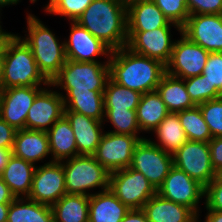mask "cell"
<instances>
[{"mask_svg": "<svg viewBox=\"0 0 222 222\" xmlns=\"http://www.w3.org/2000/svg\"><path fill=\"white\" fill-rule=\"evenodd\" d=\"M108 65L112 81L141 94L155 91L166 73L161 61L135 53L127 46L113 50Z\"/></svg>", "mask_w": 222, "mask_h": 222, "instance_id": "cell-1", "label": "cell"}, {"mask_svg": "<svg viewBox=\"0 0 222 222\" xmlns=\"http://www.w3.org/2000/svg\"><path fill=\"white\" fill-rule=\"evenodd\" d=\"M75 22L86 28L112 51L127 46L125 0H93Z\"/></svg>", "mask_w": 222, "mask_h": 222, "instance_id": "cell-2", "label": "cell"}, {"mask_svg": "<svg viewBox=\"0 0 222 222\" xmlns=\"http://www.w3.org/2000/svg\"><path fill=\"white\" fill-rule=\"evenodd\" d=\"M26 14L27 30H23L24 36L17 34L32 50L40 72L51 82L67 60L64 39L58 38L59 36L32 12L27 11Z\"/></svg>", "mask_w": 222, "mask_h": 222, "instance_id": "cell-3", "label": "cell"}, {"mask_svg": "<svg viewBox=\"0 0 222 222\" xmlns=\"http://www.w3.org/2000/svg\"><path fill=\"white\" fill-rule=\"evenodd\" d=\"M40 72L32 50L16 33L5 37L1 89L27 86H48Z\"/></svg>", "mask_w": 222, "mask_h": 222, "instance_id": "cell-4", "label": "cell"}, {"mask_svg": "<svg viewBox=\"0 0 222 222\" xmlns=\"http://www.w3.org/2000/svg\"><path fill=\"white\" fill-rule=\"evenodd\" d=\"M60 162L65 173L67 194L91 196L109 189L110 172L93 155H78Z\"/></svg>", "mask_w": 222, "mask_h": 222, "instance_id": "cell-5", "label": "cell"}, {"mask_svg": "<svg viewBox=\"0 0 222 222\" xmlns=\"http://www.w3.org/2000/svg\"><path fill=\"white\" fill-rule=\"evenodd\" d=\"M108 79V62L66 60L50 84L64 97L69 91H104Z\"/></svg>", "mask_w": 222, "mask_h": 222, "instance_id": "cell-6", "label": "cell"}, {"mask_svg": "<svg viewBox=\"0 0 222 222\" xmlns=\"http://www.w3.org/2000/svg\"><path fill=\"white\" fill-rule=\"evenodd\" d=\"M109 189L129 209H142L157 193L142 173L130 167L110 173Z\"/></svg>", "mask_w": 222, "mask_h": 222, "instance_id": "cell-7", "label": "cell"}, {"mask_svg": "<svg viewBox=\"0 0 222 222\" xmlns=\"http://www.w3.org/2000/svg\"><path fill=\"white\" fill-rule=\"evenodd\" d=\"M172 166V154L163 151L147 137L140 140L136 145L130 168L142 173L153 187L158 190Z\"/></svg>", "mask_w": 222, "mask_h": 222, "instance_id": "cell-8", "label": "cell"}, {"mask_svg": "<svg viewBox=\"0 0 222 222\" xmlns=\"http://www.w3.org/2000/svg\"><path fill=\"white\" fill-rule=\"evenodd\" d=\"M157 193L165 199L190 208L198 217L201 216L205 187L178 167H171Z\"/></svg>", "mask_w": 222, "mask_h": 222, "instance_id": "cell-9", "label": "cell"}, {"mask_svg": "<svg viewBox=\"0 0 222 222\" xmlns=\"http://www.w3.org/2000/svg\"><path fill=\"white\" fill-rule=\"evenodd\" d=\"M173 30L181 33V28L169 22L165 27L148 31H127V47L135 53L161 61L166 65L171 57L175 39Z\"/></svg>", "mask_w": 222, "mask_h": 222, "instance_id": "cell-10", "label": "cell"}, {"mask_svg": "<svg viewBox=\"0 0 222 222\" xmlns=\"http://www.w3.org/2000/svg\"><path fill=\"white\" fill-rule=\"evenodd\" d=\"M145 138L105 131L93 156L110 173L128 168L136 145Z\"/></svg>", "mask_w": 222, "mask_h": 222, "instance_id": "cell-11", "label": "cell"}, {"mask_svg": "<svg viewBox=\"0 0 222 222\" xmlns=\"http://www.w3.org/2000/svg\"><path fill=\"white\" fill-rule=\"evenodd\" d=\"M173 165L206 187L214 178L208 142H187L173 154Z\"/></svg>", "mask_w": 222, "mask_h": 222, "instance_id": "cell-12", "label": "cell"}, {"mask_svg": "<svg viewBox=\"0 0 222 222\" xmlns=\"http://www.w3.org/2000/svg\"><path fill=\"white\" fill-rule=\"evenodd\" d=\"M209 53L180 33V38L175 39L170 60L165 65L166 73L181 79L201 75Z\"/></svg>", "mask_w": 222, "mask_h": 222, "instance_id": "cell-13", "label": "cell"}, {"mask_svg": "<svg viewBox=\"0 0 222 222\" xmlns=\"http://www.w3.org/2000/svg\"><path fill=\"white\" fill-rule=\"evenodd\" d=\"M68 38H64L67 60L76 62H109L112 50L86 28L70 21ZM104 57L103 61L98 60Z\"/></svg>", "mask_w": 222, "mask_h": 222, "instance_id": "cell-14", "label": "cell"}, {"mask_svg": "<svg viewBox=\"0 0 222 222\" xmlns=\"http://www.w3.org/2000/svg\"><path fill=\"white\" fill-rule=\"evenodd\" d=\"M67 194L65 173L61 162L37 165L28 198L52 206Z\"/></svg>", "mask_w": 222, "mask_h": 222, "instance_id": "cell-15", "label": "cell"}, {"mask_svg": "<svg viewBox=\"0 0 222 222\" xmlns=\"http://www.w3.org/2000/svg\"><path fill=\"white\" fill-rule=\"evenodd\" d=\"M46 86L0 89V117L16 130L26 129V118L36 96Z\"/></svg>", "mask_w": 222, "mask_h": 222, "instance_id": "cell-16", "label": "cell"}, {"mask_svg": "<svg viewBox=\"0 0 222 222\" xmlns=\"http://www.w3.org/2000/svg\"><path fill=\"white\" fill-rule=\"evenodd\" d=\"M181 33L208 52L222 53V14L190 15Z\"/></svg>", "mask_w": 222, "mask_h": 222, "instance_id": "cell-17", "label": "cell"}, {"mask_svg": "<svg viewBox=\"0 0 222 222\" xmlns=\"http://www.w3.org/2000/svg\"><path fill=\"white\" fill-rule=\"evenodd\" d=\"M64 115V101L49 84L35 98L26 118V129L47 132Z\"/></svg>", "mask_w": 222, "mask_h": 222, "instance_id": "cell-18", "label": "cell"}, {"mask_svg": "<svg viewBox=\"0 0 222 222\" xmlns=\"http://www.w3.org/2000/svg\"><path fill=\"white\" fill-rule=\"evenodd\" d=\"M64 116L73 129L78 155H93L105 132L103 122L69 110H64Z\"/></svg>", "mask_w": 222, "mask_h": 222, "instance_id": "cell-19", "label": "cell"}, {"mask_svg": "<svg viewBox=\"0 0 222 222\" xmlns=\"http://www.w3.org/2000/svg\"><path fill=\"white\" fill-rule=\"evenodd\" d=\"M12 154L35 166H37L40 161H45L43 164L54 162L52 158H50L48 136L45 131L29 129L17 130L12 147ZM47 158L49 160L48 162L45 160Z\"/></svg>", "mask_w": 222, "mask_h": 222, "instance_id": "cell-20", "label": "cell"}, {"mask_svg": "<svg viewBox=\"0 0 222 222\" xmlns=\"http://www.w3.org/2000/svg\"><path fill=\"white\" fill-rule=\"evenodd\" d=\"M169 22L152 0L127 1V31H150Z\"/></svg>", "mask_w": 222, "mask_h": 222, "instance_id": "cell-21", "label": "cell"}, {"mask_svg": "<svg viewBox=\"0 0 222 222\" xmlns=\"http://www.w3.org/2000/svg\"><path fill=\"white\" fill-rule=\"evenodd\" d=\"M149 222H197L198 216L188 207L156 193L143 206Z\"/></svg>", "mask_w": 222, "mask_h": 222, "instance_id": "cell-22", "label": "cell"}, {"mask_svg": "<svg viewBox=\"0 0 222 222\" xmlns=\"http://www.w3.org/2000/svg\"><path fill=\"white\" fill-rule=\"evenodd\" d=\"M129 210L110 189L89 196V222H121Z\"/></svg>", "mask_w": 222, "mask_h": 222, "instance_id": "cell-23", "label": "cell"}, {"mask_svg": "<svg viewBox=\"0 0 222 222\" xmlns=\"http://www.w3.org/2000/svg\"><path fill=\"white\" fill-rule=\"evenodd\" d=\"M46 133L53 161L60 162L78 156L73 129L64 115Z\"/></svg>", "mask_w": 222, "mask_h": 222, "instance_id": "cell-24", "label": "cell"}, {"mask_svg": "<svg viewBox=\"0 0 222 222\" xmlns=\"http://www.w3.org/2000/svg\"><path fill=\"white\" fill-rule=\"evenodd\" d=\"M36 167L24 159L11 156L0 176L15 198L29 196Z\"/></svg>", "mask_w": 222, "mask_h": 222, "instance_id": "cell-25", "label": "cell"}, {"mask_svg": "<svg viewBox=\"0 0 222 222\" xmlns=\"http://www.w3.org/2000/svg\"><path fill=\"white\" fill-rule=\"evenodd\" d=\"M168 114L167 107L156 90L142 94L136 109L137 122L142 134H151Z\"/></svg>", "mask_w": 222, "mask_h": 222, "instance_id": "cell-26", "label": "cell"}, {"mask_svg": "<svg viewBox=\"0 0 222 222\" xmlns=\"http://www.w3.org/2000/svg\"><path fill=\"white\" fill-rule=\"evenodd\" d=\"M104 91H69L63 97L64 110L104 121Z\"/></svg>", "mask_w": 222, "mask_h": 222, "instance_id": "cell-27", "label": "cell"}, {"mask_svg": "<svg viewBox=\"0 0 222 222\" xmlns=\"http://www.w3.org/2000/svg\"><path fill=\"white\" fill-rule=\"evenodd\" d=\"M159 93L169 113L194 108L196 105L187 93L184 79L165 73L157 86Z\"/></svg>", "mask_w": 222, "mask_h": 222, "instance_id": "cell-28", "label": "cell"}, {"mask_svg": "<svg viewBox=\"0 0 222 222\" xmlns=\"http://www.w3.org/2000/svg\"><path fill=\"white\" fill-rule=\"evenodd\" d=\"M148 138L153 144L163 151L173 154L187 142V136L181 126L177 113H169L165 119L154 129Z\"/></svg>", "mask_w": 222, "mask_h": 222, "instance_id": "cell-29", "label": "cell"}, {"mask_svg": "<svg viewBox=\"0 0 222 222\" xmlns=\"http://www.w3.org/2000/svg\"><path fill=\"white\" fill-rule=\"evenodd\" d=\"M51 209L54 222H89V196L65 194Z\"/></svg>", "mask_w": 222, "mask_h": 222, "instance_id": "cell-30", "label": "cell"}, {"mask_svg": "<svg viewBox=\"0 0 222 222\" xmlns=\"http://www.w3.org/2000/svg\"><path fill=\"white\" fill-rule=\"evenodd\" d=\"M7 222H54L51 206L28 197L15 198L8 210Z\"/></svg>", "mask_w": 222, "mask_h": 222, "instance_id": "cell-31", "label": "cell"}, {"mask_svg": "<svg viewBox=\"0 0 222 222\" xmlns=\"http://www.w3.org/2000/svg\"><path fill=\"white\" fill-rule=\"evenodd\" d=\"M141 96L140 92L118 85L109 78L103 93L104 109L136 111Z\"/></svg>", "mask_w": 222, "mask_h": 222, "instance_id": "cell-32", "label": "cell"}, {"mask_svg": "<svg viewBox=\"0 0 222 222\" xmlns=\"http://www.w3.org/2000/svg\"><path fill=\"white\" fill-rule=\"evenodd\" d=\"M177 114L188 140L209 142L212 139L199 106L180 111Z\"/></svg>", "mask_w": 222, "mask_h": 222, "instance_id": "cell-33", "label": "cell"}, {"mask_svg": "<svg viewBox=\"0 0 222 222\" xmlns=\"http://www.w3.org/2000/svg\"><path fill=\"white\" fill-rule=\"evenodd\" d=\"M110 123L112 126L108 132L116 134H127L131 136H142L137 122L136 111L133 110H105L103 124Z\"/></svg>", "mask_w": 222, "mask_h": 222, "instance_id": "cell-34", "label": "cell"}, {"mask_svg": "<svg viewBox=\"0 0 222 222\" xmlns=\"http://www.w3.org/2000/svg\"><path fill=\"white\" fill-rule=\"evenodd\" d=\"M202 75L210 84V100L222 96V53L210 52Z\"/></svg>", "mask_w": 222, "mask_h": 222, "instance_id": "cell-35", "label": "cell"}, {"mask_svg": "<svg viewBox=\"0 0 222 222\" xmlns=\"http://www.w3.org/2000/svg\"><path fill=\"white\" fill-rule=\"evenodd\" d=\"M212 138L222 137V96L198 105Z\"/></svg>", "mask_w": 222, "mask_h": 222, "instance_id": "cell-36", "label": "cell"}, {"mask_svg": "<svg viewBox=\"0 0 222 222\" xmlns=\"http://www.w3.org/2000/svg\"><path fill=\"white\" fill-rule=\"evenodd\" d=\"M93 0H57L45 13L76 21Z\"/></svg>", "mask_w": 222, "mask_h": 222, "instance_id": "cell-37", "label": "cell"}, {"mask_svg": "<svg viewBox=\"0 0 222 222\" xmlns=\"http://www.w3.org/2000/svg\"><path fill=\"white\" fill-rule=\"evenodd\" d=\"M172 23L182 28L190 16L187 0H152Z\"/></svg>", "mask_w": 222, "mask_h": 222, "instance_id": "cell-38", "label": "cell"}, {"mask_svg": "<svg viewBox=\"0 0 222 222\" xmlns=\"http://www.w3.org/2000/svg\"><path fill=\"white\" fill-rule=\"evenodd\" d=\"M184 82L187 93L196 106L210 100V84L202 74L186 78Z\"/></svg>", "mask_w": 222, "mask_h": 222, "instance_id": "cell-39", "label": "cell"}, {"mask_svg": "<svg viewBox=\"0 0 222 222\" xmlns=\"http://www.w3.org/2000/svg\"><path fill=\"white\" fill-rule=\"evenodd\" d=\"M203 206L206 210L222 212V183L215 178L205 187Z\"/></svg>", "mask_w": 222, "mask_h": 222, "instance_id": "cell-40", "label": "cell"}, {"mask_svg": "<svg viewBox=\"0 0 222 222\" xmlns=\"http://www.w3.org/2000/svg\"><path fill=\"white\" fill-rule=\"evenodd\" d=\"M190 15L222 14V0H187Z\"/></svg>", "mask_w": 222, "mask_h": 222, "instance_id": "cell-41", "label": "cell"}, {"mask_svg": "<svg viewBox=\"0 0 222 222\" xmlns=\"http://www.w3.org/2000/svg\"><path fill=\"white\" fill-rule=\"evenodd\" d=\"M17 130L0 117V148L12 149Z\"/></svg>", "mask_w": 222, "mask_h": 222, "instance_id": "cell-42", "label": "cell"}, {"mask_svg": "<svg viewBox=\"0 0 222 222\" xmlns=\"http://www.w3.org/2000/svg\"><path fill=\"white\" fill-rule=\"evenodd\" d=\"M210 158L213 169L222 167V137L212 138L209 142Z\"/></svg>", "mask_w": 222, "mask_h": 222, "instance_id": "cell-43", "label": "cell"}, {"mask_svg": "<svg viewBox=\"0 0 222 222\" xmlns=\"http://www.w3.org/2000/svg\"><path fill=\"white\" fill-rule=\"evenodd\" d=\"M121 222H149L142 209H130Z\"/></svg>", "mask_w": 222, "mask_h": 222, "instance_id": "cell-44", "label": "cell"}, {"mask_svg": "<svg viewBox=\"0 0 222 222\" xmlns=\"http://www.w3.org/2000/svg\"><path fill=\"white\" fill-rule=\"evenodd\" d=\"M14 199L15 196L0 176V203H11Z\"/></svg>", "mask_w": 222, "mask_h": 222, "instance_id": "cell-45", "label": "cell"}, {"mask_svg": "<svg viewBox=\"0 0 222 222\" xmlns=\"http://www.w3.org/2000/svg\"><path fill=\"white\" fill-rule=\"evenodd\" d=\"M12 149L0 148V175L12 156Z\"/></svg>", "mask_w": 222, "mask_h": 222, "instance_id": "cell-46", "label": "cell"}, {"mask_svg": "<svg viewBox=\"0 0 222 222\" xmlns=\"http://www.w3.org/2000/svg\"><path fill=\"white\" fill-rule=\"evenodd\" d=\"M203 222H222V212L216 210H205Z\"/></svg>", "mask_w": 222, "mask_h": 222, "instance_id": "cell-47", "label": "cell"}, {"mask_svg": "<svg viewBox=\"0 0 222 222\" xmlns=\"http://www.w3.org/2000/svg\"><path fill=\"white\" fill-rule=\"evenodd\" d=\"M10 203H0V222H7Z\"/></svg>", "mask_w": 222, "mask_h": 222, "instance_id": "cell-48", "label": "cell"}, {"mask_svg": "<svg viewBox=\"0 0 222 222\" xmlns=\"http://www.w3.org/2000/svg\"><path fill=\"white\" fill-rule=\"evenodd\" d=\"M22 0H0V10L3 11L2 8H5V7H12L14 5H17L21 2Z\"/></svg>", "mask_w": 222, "mask_h": 222, "instance_id": "cell-49", "label": "cell"}, {"mask_svg": "<svg viewBox=\"0 0 222 222\" xmlns=\"http://www.w3.org/2000/svg\"><path fill=\"white\" fill-rule=\"evenodd\" d=\"M5 39L0 43V89L2 81V64H3V54H4Z\"/></svg>", "mask_w": 222, "mask_h": 222, "instance_id": "cell-50", "label": "cell"}, {"mask_svg": "<svg viewBox=\"0 0 222 222\" xmlns=\"http://www.w3.org/2000/svg\"><path fill=\"white\" fill-rule=\"evenodd\" d=\"M2 18L0 17V43L5 39V37L10 33L3 29L2 27Z\"/></svg>", "mask_w": 222, "mask_h": 222, "instance_id": "cell-51", "label": "cell"}, {"mask_svg": "<svg viewBox=\"0 0 222 222\" xmlns=\"http://www.w3.org/2000/svg\"><path fill=\"white\" fill-rule=\"evenodd\" d=\"M215 179L219 182L222 183V167H220L219 169H217L215 171Z\"/></svg>", "mask_w": 222, "mask_h": 222, "instance_id": "cell-52", "label": "cell"}, {"mask_svg": "<svg viewBox=\"0 0 222 222\" xmlns=\"http://www.w3.org/2000/svg\"><path fill=\"white\" fill-rule=\"evenodd\" d=\"M57 0H47V4L43 7V11L46 12Z\"/></svg>", "mask_w": 222, "mask_h": 222, "instance_id": "cell-53", "label": "cell"}, {"mask_svg": "<svg viewBox=\"0 0 222 222\" xmlns=\"http://www.w3.org/2000/svg\"><path fill=\"white\" fill-rule=\"evenodd\" d=\"M37 1H39V0H29V2H30L31 4H33V5H34V3H36Z\"/></svg>", "mask_w": 222, "mask_h": 222, "instance_id": "cell-54", "label": "cell"}, {"mask_svg": "<svg viewBox=\"0 0 222 222\" xmlns=\"http://www.w3.org/2000/svg\"><path fill=\"white\" fill-rule=\"evenodd\" d=\"M197 222H201V217H198V221Z\"/></svg>", "mask_w": 222, "mask_h": 222, "instance_id": "cell-55", "label": "cell"}]
</instances>
